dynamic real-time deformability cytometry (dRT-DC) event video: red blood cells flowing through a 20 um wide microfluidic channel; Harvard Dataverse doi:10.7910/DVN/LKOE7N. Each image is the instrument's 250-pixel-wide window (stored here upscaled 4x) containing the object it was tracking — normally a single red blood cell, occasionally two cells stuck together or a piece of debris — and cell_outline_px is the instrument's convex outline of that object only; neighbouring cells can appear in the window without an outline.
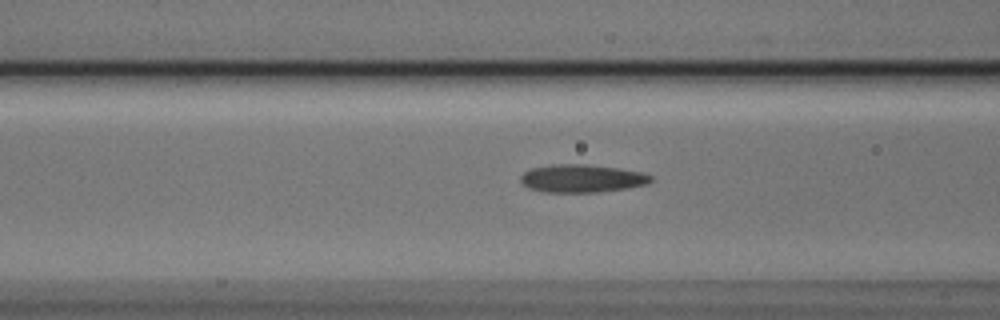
{"species": "Egyptian fruit bat (a non-hibernating species)", "species_latin": "Rousettus aegyptiacus", "temperature_condition": "cold", "stored_images_in_passage": 3, "camera_frame_rate_fps": 3000, "um_per_image_px": 0.085, "animal": {"sex": "male"}, "frame": {"image": 1, "passage_image": 3, "time_ms": 0.667, "image_size_px": [1000, 320], "cell_outline_px": [[652, 180], [648, 184], [628, 188], [600, 192], [544, 192], [528, 188], [520, 180], [520, 176], [524, 172], [532, 168], [552, 164], [584, 164], [620, 168], [640, 172], [652, 176]], "centroid_in_image_um": [49.46, 15.17], "position_along_channel_um": 117.1, "area_um2": 21.27}}